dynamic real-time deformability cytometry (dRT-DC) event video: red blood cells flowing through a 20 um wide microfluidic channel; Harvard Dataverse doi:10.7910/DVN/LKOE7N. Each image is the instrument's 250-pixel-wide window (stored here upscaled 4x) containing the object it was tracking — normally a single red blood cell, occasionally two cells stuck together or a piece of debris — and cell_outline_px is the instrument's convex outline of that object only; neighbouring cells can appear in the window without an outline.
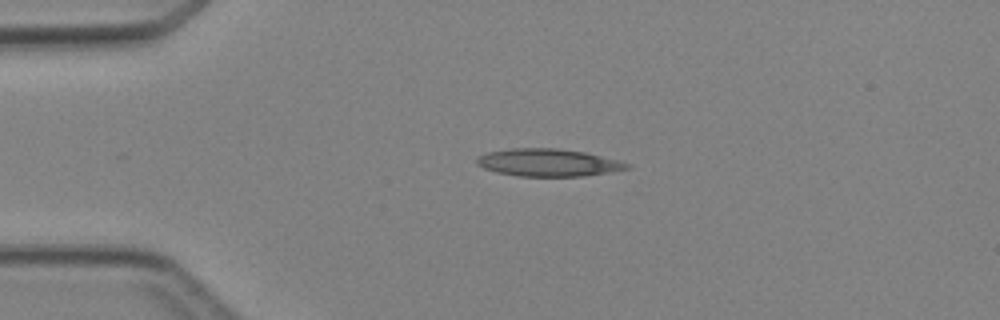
{"species": "Egyptian fruit bat (a non-hibernating species)", "species_latin": "Rousettus aegyptiacus", "temperature_condition": "cold", "stored_images_in_passage": 3, "camera_frame_rate_fps": 3000, "um_per_image_px": 0.085, "animal": {"sex": "female"}, "frame": {"image": 1, "passage_image": 2, "time_ms": 1.333, "image_size_px": [1000, 320], "cell_outline_px": [[632, 168], [584, 176], [520, 176], [496, 172], [484, 168], [476, 164], [476, 160], [480, 156], [488, 152], [512, 148], [556, 148], [584, 152], [620, 160], [632, 164]], "centroid_in_image_um": [46.64, 13.82], "position_along_channel_um": 38.4, "area_um2": 24.04}}